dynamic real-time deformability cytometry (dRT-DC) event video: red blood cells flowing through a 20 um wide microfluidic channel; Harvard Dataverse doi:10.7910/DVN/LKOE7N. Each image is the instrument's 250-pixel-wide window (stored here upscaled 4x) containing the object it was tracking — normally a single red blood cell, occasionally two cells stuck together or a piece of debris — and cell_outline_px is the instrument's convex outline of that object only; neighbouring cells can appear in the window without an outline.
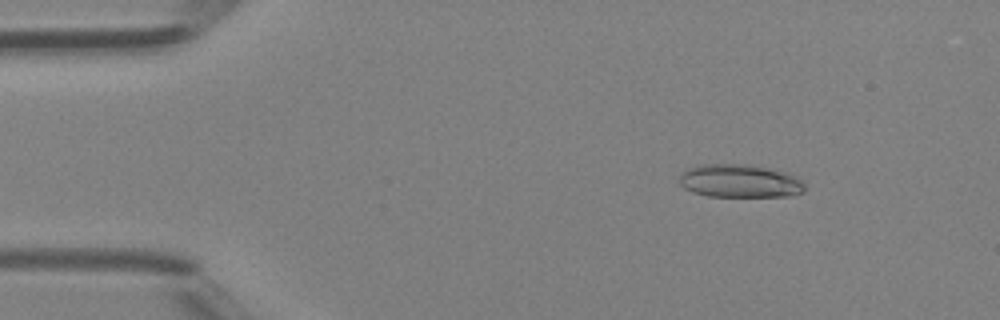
{"species": "Egyptian fruit bat (a non-hibernating species)", "species_latin": "Rousettus aegyptiacus", "temperature_condition": "room temperature", "stored_images_in_passage": 5, "camera_frame_rate_fps": 3000, "um_per_image_px": 0.085, "animal": {"sex": "female"}, "frame": {"image": 1, "passage_image": 3, "time_ms": 2.0, "image_size_px": [1000, 320], "cell_outline_px": [[804, 192], [788, 196], [708, 196], [692, 192], [684, 188], [680, 184], [680, 172], [688, 168], [700, 164], [744, 164], [768, 168], [784, 172], [796, 176], [804, 184]], "centroid_in_image_um": [62.85, 15.38], "position_along_channel_um": 22.2, "area_um2": 24.22}}